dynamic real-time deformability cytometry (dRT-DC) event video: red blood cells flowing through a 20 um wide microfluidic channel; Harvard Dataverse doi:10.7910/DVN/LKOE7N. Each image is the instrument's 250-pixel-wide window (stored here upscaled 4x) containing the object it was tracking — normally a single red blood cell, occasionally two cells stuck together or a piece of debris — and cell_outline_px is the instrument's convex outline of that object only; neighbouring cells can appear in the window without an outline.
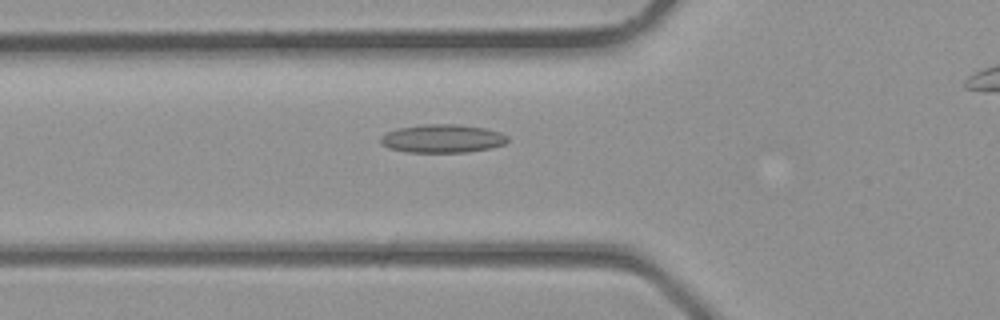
{"species": "common noctule bat (a hibernating species)", "species_latin": "Nyctalus noctula", "temperature_condition": "room temperature", "stored_images_in_passage": 25, "camera_frame_rate_fps": 3000, "um_per_image_px": 0.085, "animal": {"sex": "male", "body_mass_g": 23.1, "forearm_length_mm": 52.7}, "frame": {"image": 1, "passage_image": 3, "time_ms": 0.667, "image_size_px": [1000, 320], "cell_outline_px": [[508, 140], [504, 144], [492, 148], [468, 152], [404, 152], [388, 148], [380, 144], [380, 136], [388, 132], [400, 128], [424, 124], [456, 124], [484, 128], [500, 132], [508, 136]], "centroid_in_image_um": [37.6, 11.79], "position_along_channel_um": 88.2, "area_um2": 21.04}}
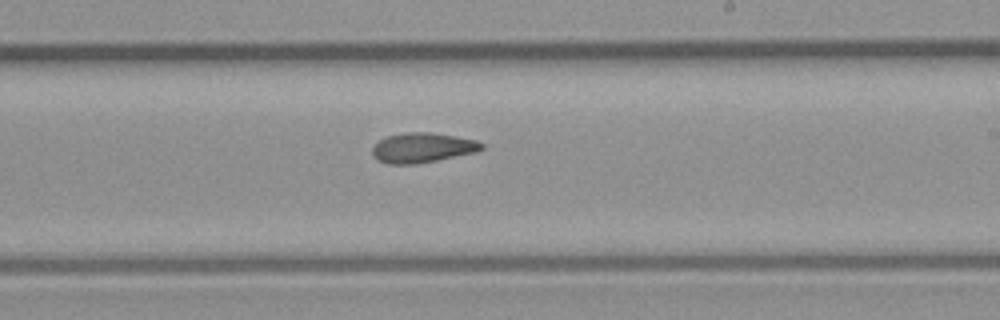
{"frame": {"image": 2, "passage_image": 12, "time_ms": 3.667, "image_size_px": [1000, 320], "cell_outline_px": [[484, 148], [476, 152], [416, 164], [388, 164], [376, 160], [372, 156], [372, 148], [380, 140], [388, 136], [408, 132], [432, 132], [476, 140], [484, 144]], "centroid_in_image_um": [35.89, 12.56], "position_along_channel_um": 253.1, "area_um2": 18.96}}
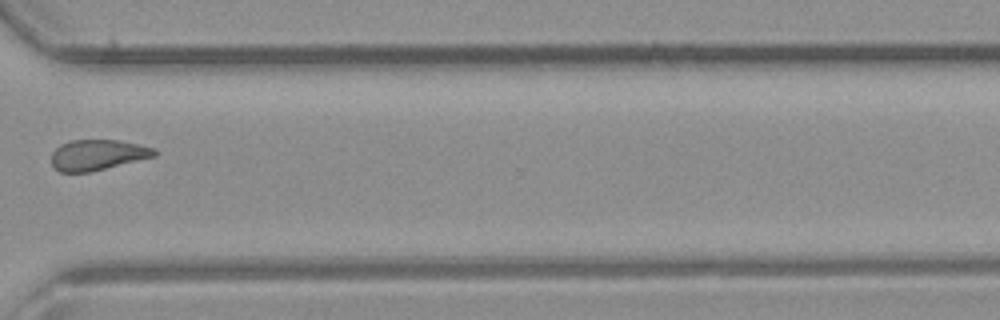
{"frame": {"image": 3, "passage_image": 18, "time_ms": 5.667, "image_size_px": [1000, 320], "cell_outline_px": [[156, 156], [88, 172], [60, 172], [52, 164], [52, 152], [60, 144], [72, 140], [120, 140], [156, 148]], "centroid_in_image_um": [8.3, 13.15], "position_along_channel_um": 362.3, "area_um2": 18.21}}